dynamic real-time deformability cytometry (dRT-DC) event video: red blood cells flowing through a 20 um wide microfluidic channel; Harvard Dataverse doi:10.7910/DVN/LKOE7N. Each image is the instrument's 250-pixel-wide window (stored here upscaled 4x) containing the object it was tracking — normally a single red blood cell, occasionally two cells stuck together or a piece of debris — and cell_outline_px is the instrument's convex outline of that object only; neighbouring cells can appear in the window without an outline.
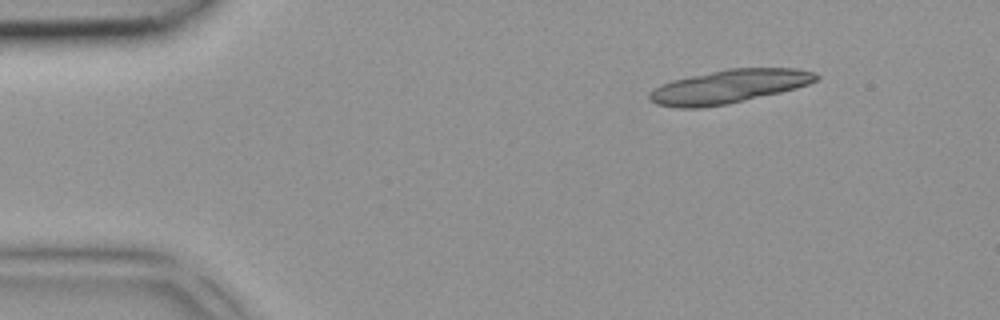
{"species": "common noctule bat (a hibernating species)", "species_latin": "Nyctalus noctula", "temperature_condition": "room temperature", "stored_images_in_passage": 3, "camera_frame_rate_fps": 3000, "um_per_image_px": 0.085, "animal": {"sex": "female", "body_mass_g": 18.4}, "frame": {"image": 1, "passage_image": 1, "time_ms": 0.0, "image_size_px": [1000, 320], "cell_outline_px": [[820, 76], [816, 80], [808, 84], [796, 88], [780, 92], [728, 104], [700, 108], [680, 108], [656, 104], [648, 100], [648, 92], [660, 84], [672, 80], [728, 68], [796, 68], [816, 72]], "centroid_in_image_um": [61.93, 7.35], "position_along_channel_um": 23.1, "area_um2": 32.66}}
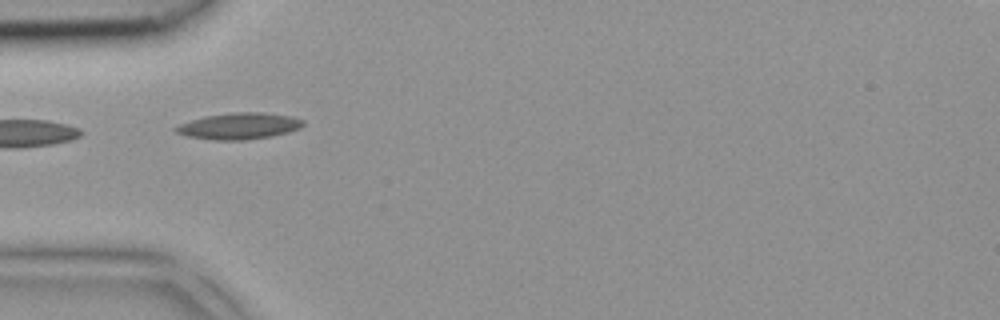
{"frame": {"image": 2, "passage_image": 3, "time_ms": 0.667, "image_size_px": [1000, 320], "cell_outline_px": [[304, 124], [300, 128], [288, 132], [268, 136], [244, 140], [212, 140], [184, 136], [176, 132], [172, 128], [180, 124], [204, 116], [232, 112], [260, 112], [288, 116], [304, 120]], "centroid_in_image_um": [20.27, 10.71], "position_along_channel_um": 64.7, "area_um2": 19.48}}